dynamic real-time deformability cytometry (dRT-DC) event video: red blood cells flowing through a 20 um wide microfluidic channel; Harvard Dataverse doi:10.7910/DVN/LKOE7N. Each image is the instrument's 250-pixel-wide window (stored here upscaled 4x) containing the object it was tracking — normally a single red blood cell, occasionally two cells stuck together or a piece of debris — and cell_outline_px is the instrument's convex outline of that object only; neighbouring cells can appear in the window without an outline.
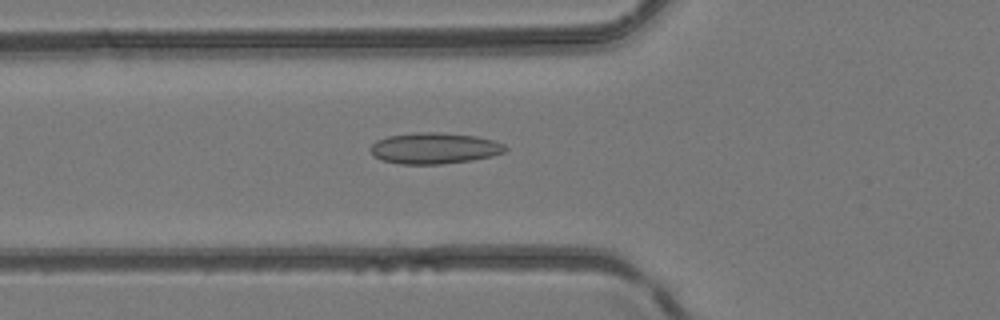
{"species": "common noctule bat (a hibernating species)", "species_latin": "Nyctalus noctula", "temperature_condition": "room temperature", "stored_images_in_passage": 48, "camera_frame_rate_fps": 3000, "um_per_image_px": 0.085, "animal": {"sex": "female", "body_mass_g": 24.6, "forearm_length_mm": 56.2}, "frame": {"image": 1, "passage_image": 18, "time_ms": 5.667, "image_size_px": [1000, 320], "cell_outline_px": [[508, 148], [504, 152], [492, 156], [472, 160], [440, 164], [400, 164], [380, 160], [372, 156], [368, 148], [376, 140], [388, 136], [416, 132], [436, 132], [476, 136], [492, 140], [504, 144]], "centroid_in_image_um": [36.87, 12.6], "position_along_channel_um": 88.9, "area_um2": 24.62}}
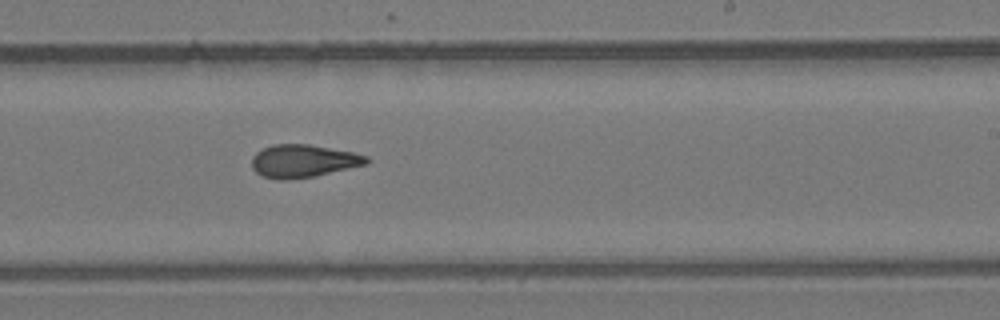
{"frame": {"image": 2, "passage_image": 30, "time_ms": 9.667, "image_size_px": [1000, 320], "cell_outline_px": [[368, 164], [316, 176], [284, 180], [280, 180], [264, 176], [256, 172], [252, 168], [252, 156], [256, 152], [272, 144], [308, 144], [352, 152], [368, 156]], "centroid_in_image_um": [25.77, 13.69], "position_along_channel_um": 263.2, "area_um2": 21.91}}
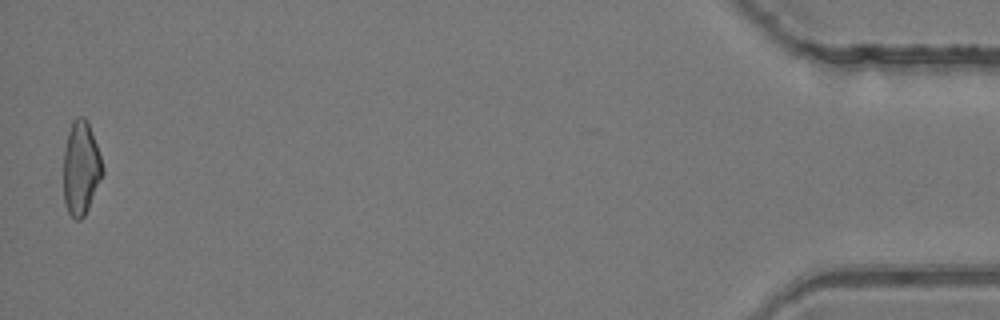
{"frame": {"image": 3, "passage_image": 48, "time_ms": 15.667, "image_size_px": [1000, 320], "cell_outline_px": [[104, 172], [88, 208], [84, 216], [80, 220], [76, 220], [68, 212], [64, 204], [64, 152], [68, 132], [72, 120], [76, 116], [84, 116], [88, 120], [104, 168]], "centroid_in_image_um": [6.88, 14.27], "position_along_channel_um": 428.3, "area_um2": 21.33}}